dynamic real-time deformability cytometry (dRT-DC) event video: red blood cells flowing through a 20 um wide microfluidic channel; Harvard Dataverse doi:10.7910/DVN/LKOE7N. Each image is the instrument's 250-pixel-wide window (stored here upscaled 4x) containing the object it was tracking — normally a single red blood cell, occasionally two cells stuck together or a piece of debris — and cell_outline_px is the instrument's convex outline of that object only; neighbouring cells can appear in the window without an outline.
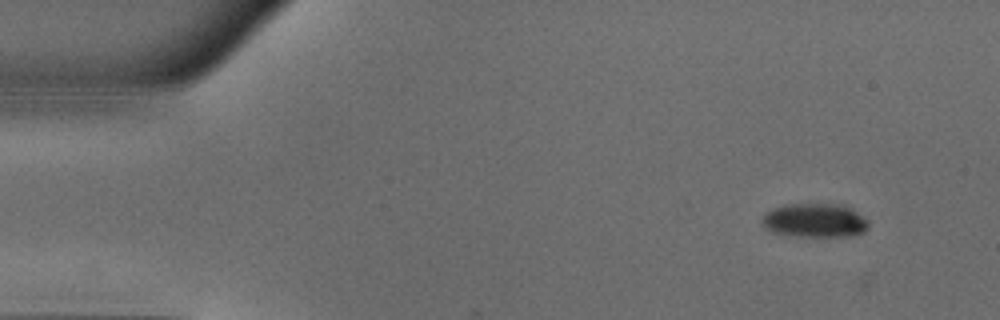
{"species": "common noctule bat (a hibernating species)", "species_latin": "Nyctalus noctula", "temperature_condition": "warm", "stored_images_in_passage": 44, "camera_frame_rate_fps": 3000, "um_per_image_px": 0.085, "animal": {"sex": "male", "body_mass_g": 18.8}, "frame": {"image": 1, "passage_image": 1, "time_ms": 0.0, "image_size_px": [1000, 320], "cell_outline_px": [[868, 228], [864, 232], [852, 236], [788, 236], [772, 232], [764, 228], [760, 224], [764, 216], [772, 208], [784, 204], [844, 204], [852, 208], [868, 220]], "centroid_in_image_um": [69.25, 18.74], "position_along_channel_um": 15.7, "area_um2": 21.39}}
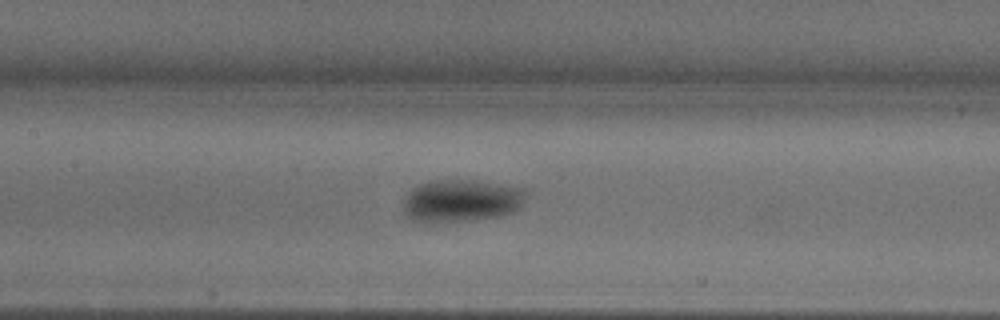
{"frame": {"image": 2, "passage_image": 20, "time_ms": 6.333, "image_size_px": [1000, 320], "cell_outline_px": [[528, 196], [524, 204], [520, 208], [512, 212], [500, 216], [472, 220], [424, 224], [412, 220], [408, 216], [404, 208], [404, 196], [412, 188], [420, 184], [440, 180], [476, 180], [520, 188], [528, 192]], "centroid_in_image_um": [39.22, 17.08], "position_along_channel_um": 168.2, "area_um2": 30.75}}
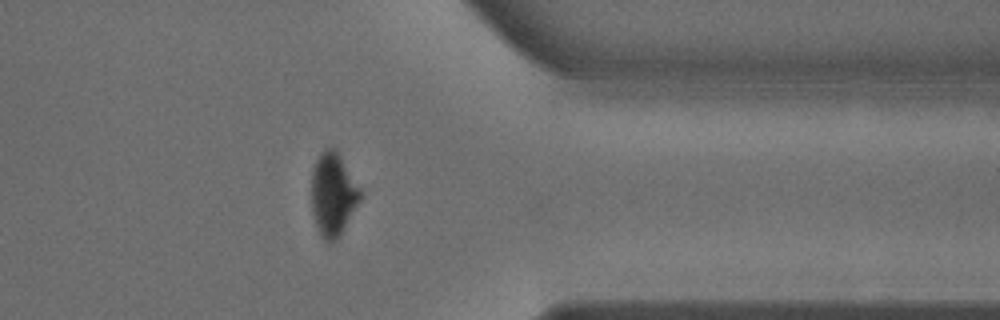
{"frame": {"image": 3, "passage_image": 37, "time_ms": 12.0, "image_size_px": [1000, 320], "cell_outline_px": [[360, 200], [336, 240], [328, 244], [324, 240], [316, 224], [312, 212], [312, 168], [316, 160], [324, 148], [336, 148], [360, 188]], "centroid_in_image_um": [28.29, 16.49], "position_along_channel_um": 383.1, "area_um2": 23.24}, "authors_computed_cell_mechanics": {"area_um2": 27.2816, "velocity_mm_per_s": 3.9989, "shape_relaxation_time_tau1_ms": 4.1147, "shape_relaxation_time_tau2_ms": 1.4966, "deformation_change_tau1": 0.1525, "deformation_change_tau2": 0.0381}}